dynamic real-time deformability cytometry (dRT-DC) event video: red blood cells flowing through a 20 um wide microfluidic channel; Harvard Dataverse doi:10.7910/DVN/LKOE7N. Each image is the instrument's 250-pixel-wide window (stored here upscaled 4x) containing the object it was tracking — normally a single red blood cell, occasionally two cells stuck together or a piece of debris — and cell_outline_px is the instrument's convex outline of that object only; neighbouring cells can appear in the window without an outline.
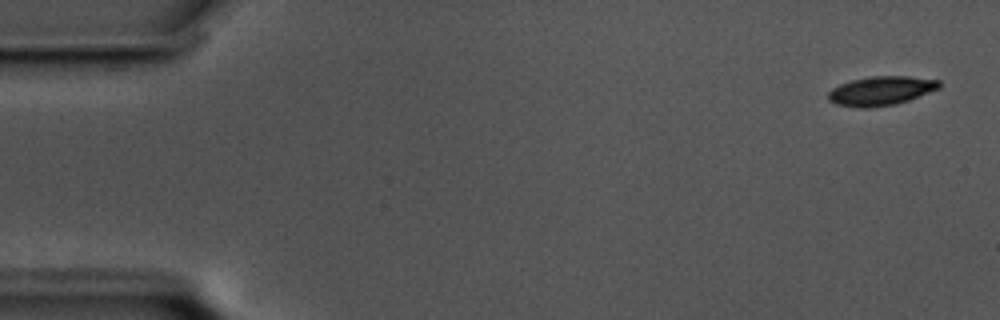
{"species": "common noctule bat (a hibernating species)", "species_latin": "Nyctalus noctula", "temperature_condition": "cold", "stored_images_in_passage": 9, "camera_frame_rate_fps": 3000, "um_per_image_px": 0.085, "animal": {"sex": "male", "body_mass_g": 17.5, "forearm_length_mm": 52.3}, "frame": {"image": 1, "passage_image": 1, "time_ms": 0.0, "image_size_px": [1000, 320], "cell_outline_px": [[940, 88], [908, 100], [896, 104], [868, 108], [860, 108], [836, 104], [828, 100], [828, 92], [832, 88], [840, 84], [852, 80], [868, 76], [908, 76], [940, 80]], "centroid_in_image_um": [74.87, 7.72], "position_along_channel_um": 10.1, "area_um2": 18.84}}